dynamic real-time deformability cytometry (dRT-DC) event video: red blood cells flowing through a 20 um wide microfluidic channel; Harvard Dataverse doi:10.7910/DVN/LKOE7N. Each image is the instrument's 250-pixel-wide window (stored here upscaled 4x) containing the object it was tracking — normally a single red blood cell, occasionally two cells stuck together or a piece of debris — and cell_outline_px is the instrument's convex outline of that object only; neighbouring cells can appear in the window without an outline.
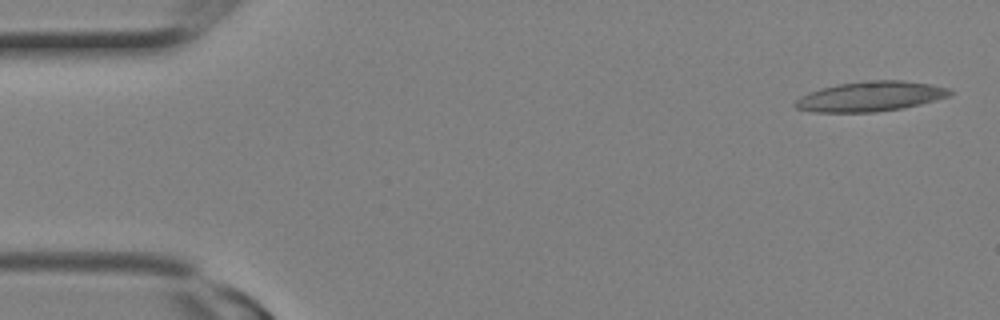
{"species": "Egyptian fruit bat (a non-hibernating species)", "species_latin": "Rousettus aegyptiacus", "temperature_condition": "room temperature", "stored_images_in_passage": 9, "camera_frame_rate_fps": 3000, "um_per_image_px": 0.085, "animal": {"sex": "female"}, "frame": {"image": 1, "passage_image": 1, "time_ms": 0.0, "image_size_px": [1000, 320], "cell_outline_px": [[952, 92], [948, 96], [920, 104], [900, 108], [876, 112], [812, 112], [796, 108], [792, 104], [800, 96], [808, 92], [820, 88], [836, 84], [864, 80], [904, 80], [928, 84], [948, 88]], "centroid_in_image_um": [73.91, 8.19], "position_along_channel_um": 11.1, "area_um2": 26.99}}
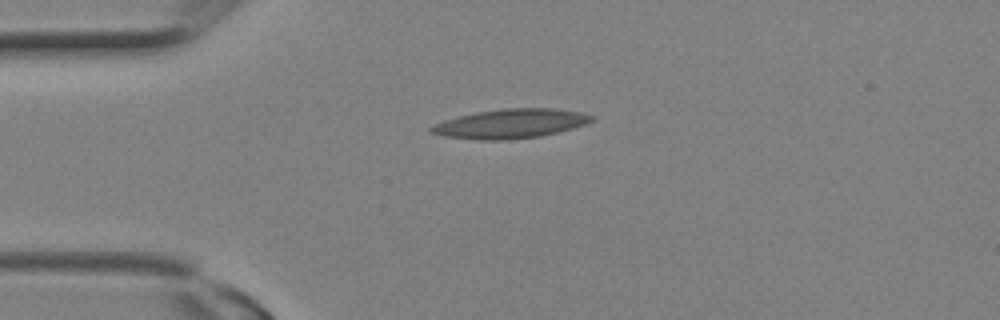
{"frame": {"image": 2, "passage_image": 6, "time_ms": 1.667, "image_size_px": [1000, 320], "cell_outline_px": [[592, 120], [584, 124], [572, 128], [540, 136], [508, 140], [480, 140], [444, 136], [428, 132], [428, 128], [444, 120], [476, 112], [504, 108], [552, 108], [580, 112], [592, 116]], "centroid_in_image_um": [43.34, 10.51], "position_along_channel_um": 41.7, "area_um2": 27.11}}
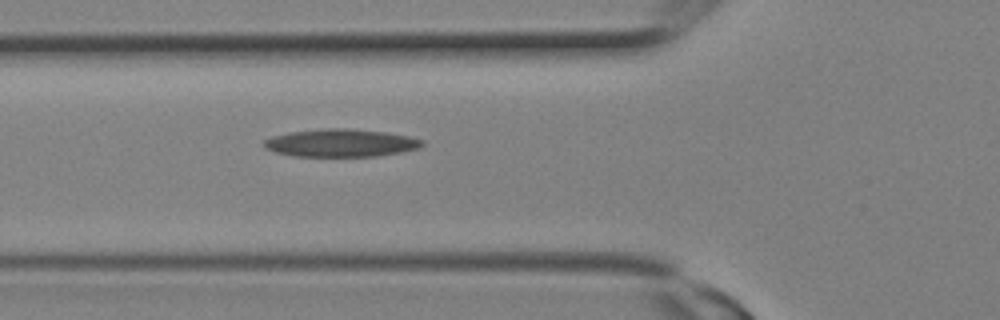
{"frame": {"image": 3, "passage_image": 9, "time_ms": 2.667, "image_size_px": [1000, 320], "cell_outline_px": [[424, 144], [420, 148], [400, 152], [376, 156], [292, 156], [276, 152], [264, 148], [264, 140], [272, 136], [288, 132], [324, 128], [344, 128], [384, 132], [408, 136], [424, 140]], "centroid_in_image_um": [28.95, 12.15], "position_along_channel_um": 96.8, "area_um2": 25.55}}